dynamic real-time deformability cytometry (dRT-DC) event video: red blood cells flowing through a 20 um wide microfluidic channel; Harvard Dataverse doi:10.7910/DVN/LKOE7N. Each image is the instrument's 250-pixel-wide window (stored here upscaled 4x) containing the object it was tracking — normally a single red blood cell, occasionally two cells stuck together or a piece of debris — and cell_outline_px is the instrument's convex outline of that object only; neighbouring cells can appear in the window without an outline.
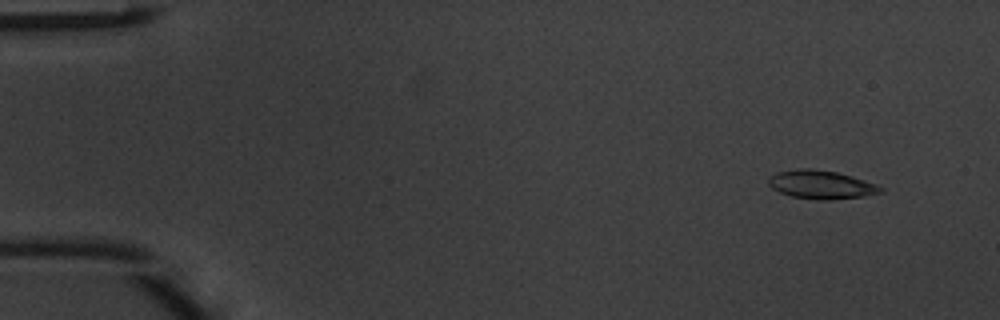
{"species": "common noctule bat (a hibernating species)", "species_latin": "Nyctalus noctula", "temperature_condition": "warm", "stored_images_in_passage": 47, "camera_frame_rate_fps": 3000, "um_per_image_px": 0.085, "animal": {"sex": "male", "body_mass_g": 20.1, "forearm_length_mm": 53.5}, "frame": {"image": 1, "passage_image": 1, "time_ms": 0.0, "image_size_px": [1000, 320], "cell_outline_px": [[884, 192], [864, 196], [832, 200], [816, 200], [792, 196], [780, 192], [772, 188], [768, 184], [768, 176], [776, 172], [796, 168], [812, 168], [836, 172], [852, 176], [876, 184], [884, 188]], "centroid_in_image_um": [69.79, 15.69], "position_along_channel_um": 15.2, "area_um2": 18.84}}
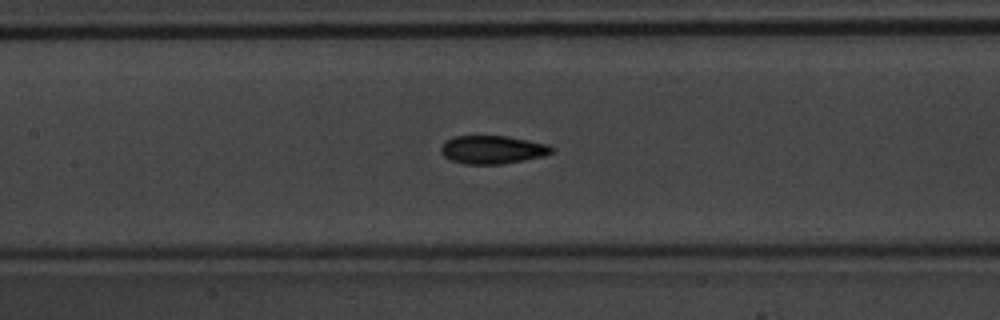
{"frame": {"image": 2, "passage_image": 20, "time_ms": 6.333, "image_size_px": [1000, 320], "cell_outline_px": [[556, 152], [544, 156], [524, 160], [500, 164], [464, 164], [452, 160], [444, 156], [440, 152], [440, 148], [444, 140], [452, 136], [504, 136], [548, 144], [556, 148]], "centroid_in_image_um": [41.87, 12.72], "position_along_channel_um": 165.5, "area_um2": 18.38}}
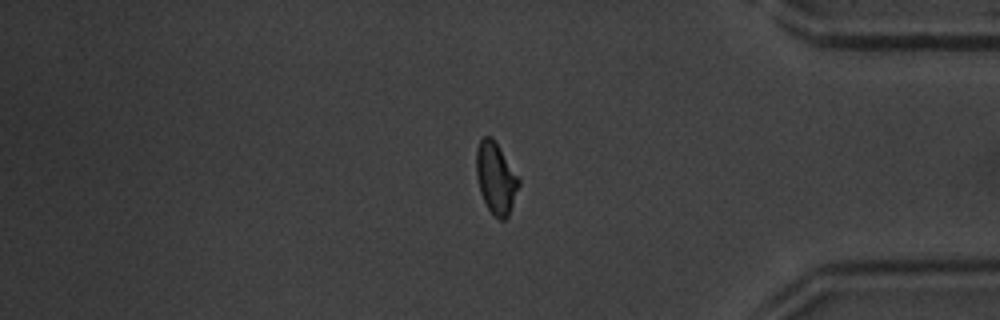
{"frame": {"image": 3, "passage_image": 38, "time_ms": 12.333, "image_size_px": [1000, 320], "cell_outline_px": [[520, 184], [508, 216], [504, 220], [500, 220], [488, 208], [480, 192], [476, 176], [476, 148], [480, 140], [484, 136], [492, 136], [520, 180]], "centroid_in_image_um": [42.13, 15.12], "position_along_channel_um": 393.1, "area_um2": 17.46}, "authors_computed_cell_mechanics": {"area_um2": 18.1492, "velocity_mm_per_s": 4.1675, "shape_relaxation_time_tau1_ms": 3.1749, "shape_relaxation_time_tau2_ms": 1.2693, "deformation_change_tau1": 0.1372, "deformation_change_tau2": 0.0717}}